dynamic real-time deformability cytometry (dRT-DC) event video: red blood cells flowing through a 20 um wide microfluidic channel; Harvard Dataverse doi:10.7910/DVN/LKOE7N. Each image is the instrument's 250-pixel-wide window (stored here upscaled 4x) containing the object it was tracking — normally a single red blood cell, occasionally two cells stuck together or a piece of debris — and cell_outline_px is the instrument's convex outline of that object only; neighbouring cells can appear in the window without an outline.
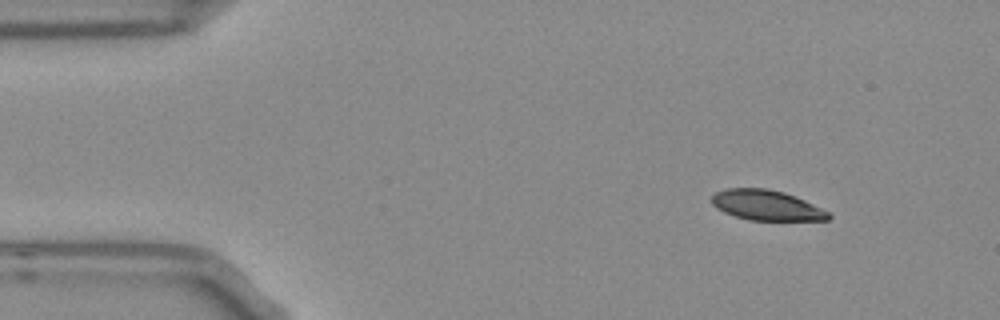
{"species": "Egyptian fruit bat (a non-hibernating species)", "species_latin": "Rousettus aegyptiacus", "temperature_condition": "room temperature", "stored_images_in_passage": 9, "camera_frame_rate_fps": 3000, "um_per_image_px": 0.085, "frame": {"image": 1, "passage_image": 1, "time_ms": 0.0, "image_size_px": [1000, 320], "cell_outline_px": [[832, 216], [828, 220], [748, 220], [724, 212], [716, 208], [712, 204], [712, 196], [716, 192], [724, 188], [768, 188], [784, 192], [804, 200], [828, 212]], "centroid_in_image_um": [65.12, 17.44], "position_along_channel_um": 19.9, "area_um2": 20.46}}